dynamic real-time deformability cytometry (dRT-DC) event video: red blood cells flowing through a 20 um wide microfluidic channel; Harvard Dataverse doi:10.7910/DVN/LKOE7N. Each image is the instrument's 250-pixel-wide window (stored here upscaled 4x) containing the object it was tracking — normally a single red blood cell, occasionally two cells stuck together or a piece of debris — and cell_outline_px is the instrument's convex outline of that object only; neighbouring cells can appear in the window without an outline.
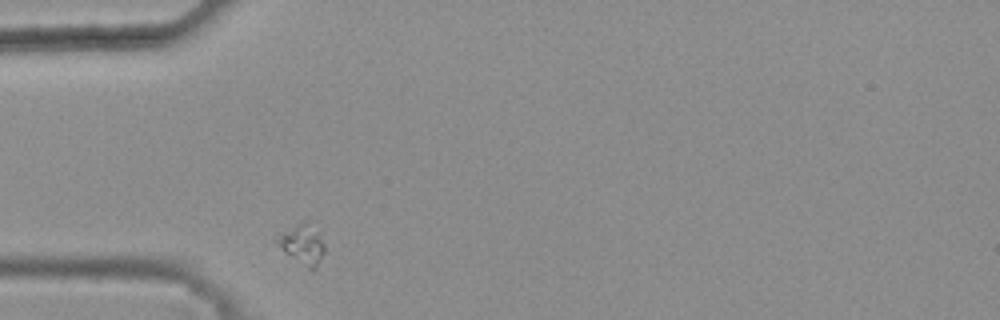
{"species": "common noctule bat (a hibernating species)", "species_latin": "Nyctalus noctula", "temperature_condition": "warm", "stored_images_in_passage": 29, "camera_frame_rate_fps": 3000, "um_per_image_px": 0.085, "animal": {"sex": "female", "body_mass_g": 25.1}, "frame": {"image": 1, "passage_image": 1, "time_ms": 0.0, "image_size_px": [1000, 320], "cell_outline_px": [[324, 252], [316, 268], [308, 268], [284, 252], [276, 244], [276, 240], [280, 232], [308, 220], [324, 244]], "centroid_in_image_um": [25.68, 20.77], "position_along_channel_um": 59.3, "area_um2": 10.58}}
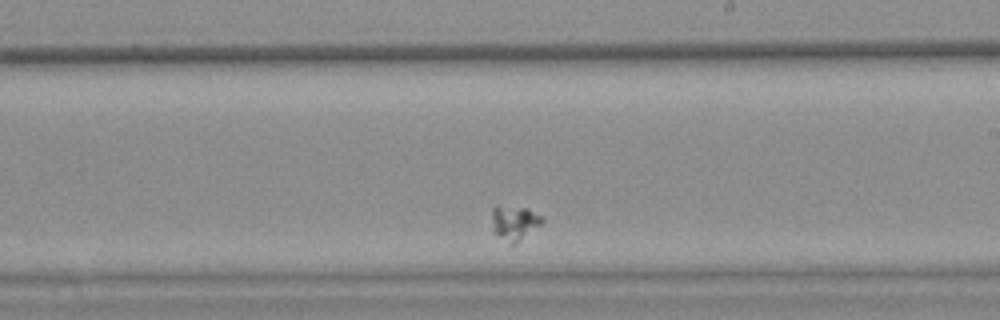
{"frame": {"image": 2, "passage_image": 18, "time_ms": 5.667, "image_size_px": [1000, 320], "cell_outline_px": [[544, 220], [540, 224], [512, 244], [492, 232], [492, 208], [496, 204], [528, 208], [544, 216]], "centroid_in_image_um": [43.69, 18.85], "position_along_channel_um": 245.3, "area_um2": 10.06}}